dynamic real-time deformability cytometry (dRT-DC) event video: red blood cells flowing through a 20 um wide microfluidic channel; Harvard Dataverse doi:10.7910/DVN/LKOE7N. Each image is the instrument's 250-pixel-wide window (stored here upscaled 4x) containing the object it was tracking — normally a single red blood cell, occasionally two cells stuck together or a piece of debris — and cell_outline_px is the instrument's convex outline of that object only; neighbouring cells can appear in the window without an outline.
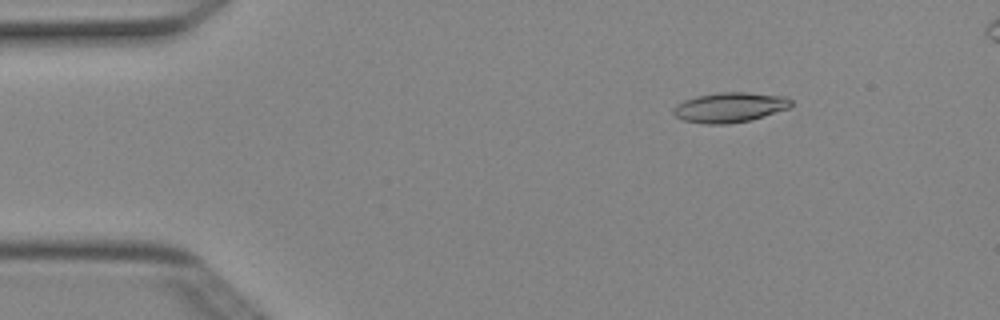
{"species": "Egyptian fruit bat (a non-hibernating species)", "species_latin": "Rousettus aegyptiacus", "temperature_condition": "cold", "stored_images_in_passage": 4, "camera_frame_rate_fps": 3000, "um_per_image_px": 0.085, "animal": {"sex": "female"}, "frame": {"image": 1, "passage_image": 2, "time_ms": 0.333, "image_size_px": [1000, 320], "cell_outline_px": [[792, 108], [752, 120], [728, 124], [704, 124], [684, 120], [676, 116], [672, 112], [672, 108], [676, 104], [684, 100], [696, 96], [720, 92], [748, 92], [784, 96], [792, 100]], "centroid_in_image_um": [62.06, 9.13], "position_along_channel_um": 22.9, "area_um2": 20.87}}